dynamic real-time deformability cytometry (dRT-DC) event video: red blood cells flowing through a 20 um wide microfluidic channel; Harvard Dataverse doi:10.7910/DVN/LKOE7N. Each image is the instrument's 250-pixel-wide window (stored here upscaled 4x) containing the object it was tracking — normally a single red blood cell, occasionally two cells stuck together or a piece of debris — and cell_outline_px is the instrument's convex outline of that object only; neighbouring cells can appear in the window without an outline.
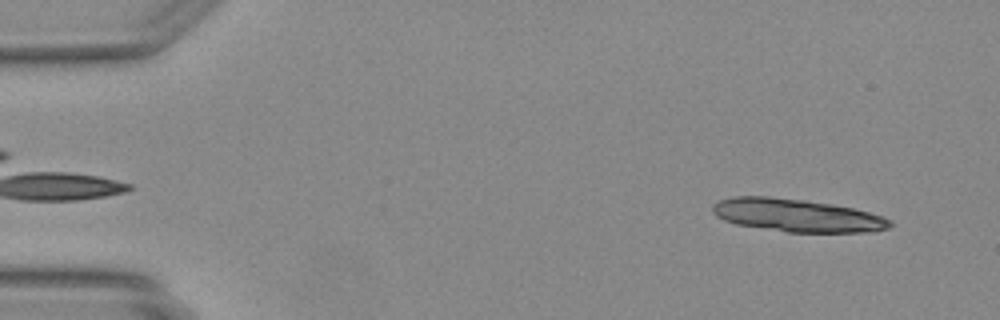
{"species": "Egyptian fruit bat (a non-hibernating species)", "species_latin": "Rousettus aegyptiacus", "temperature_condition": "warm", "stored_images_in_passage": 18, "camera_frame_rate_fps": 3000, "um_per_image_px": 0.085, "animal": {"sex": "female"}, "frame": {"image": 1, "passage_image": 3, "time_ms": 0.667, "image_size_px": [1000, 320], "cell_outline_px": [[892, 224], [888, 228], [864, 232], [788, 232], [736, 224], [724, 220], [716, 216], [712, 212], [712, 204], [720, 200], [736, 196], [768, 196], [804, 200], [832, 204], [852, 208], [868, 212], [892, 220]], "centroid_in_image_um": [67.69, 18.3], "position_along_channel_um": 17.3, "area_um2": 33.76}}